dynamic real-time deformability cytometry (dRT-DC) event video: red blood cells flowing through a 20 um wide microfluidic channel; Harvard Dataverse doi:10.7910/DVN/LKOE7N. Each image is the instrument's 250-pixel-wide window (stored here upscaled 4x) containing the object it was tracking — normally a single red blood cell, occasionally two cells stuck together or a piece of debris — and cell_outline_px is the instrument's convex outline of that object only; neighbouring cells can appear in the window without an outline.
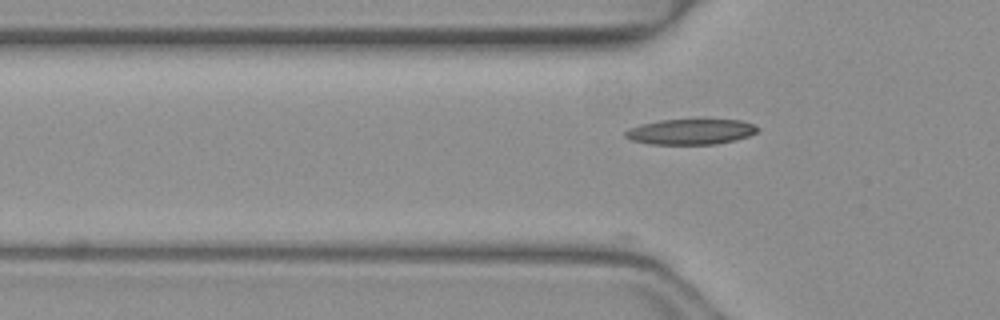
{"species": "common noctule bat (a hibernating species)", "species_latin": "Nyctalus noctula", "temperature_condition": "warm", "stored_images_in_passage": 37, "camera_frame_rate_fps": 3000, "um_per_image_px": 0.085, "animal": {"sex": "female", "body_mass_g": 19.3, "forearm_length_mm": 54.1}, "frame": {"image": 1, "passage_image": 6, "time_ms": 1.667, "image_size_px": [1000, 320], "cell_outline_px": [[760, 128], [756, 132], [748, 136], [736, 140], [716, 144], [648, 144], [632, 140], [624, 136], [624, 132], [628, 128], [640, 124], [660, 120], [740, 120], [752, 124]], "centroid_in_image_um": [58.68, 11.2], "position_along_channel_um": 67.1, "area_um2": 19.59}}
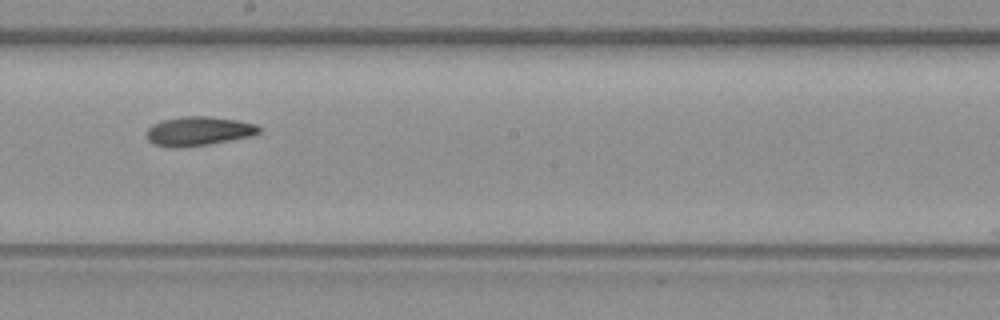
{"frame": {"image": 2, "passage_image": 18, "time_ms": 5.667, "image_size_px": [1000, 320], "cell_outline_px": [[260, 132], [252, 136], [208, 144], [172, 148], [156, 144], [148, 140], [148, 128], [152, 124], [160, 120], [184, 116], [208, 116], [240, 120], [256, 124], [260, 128]], "centroid_in_image_um": [16.9, 11.13], "position_along_channel_um": 231.3, "area_um2": 19.02}}
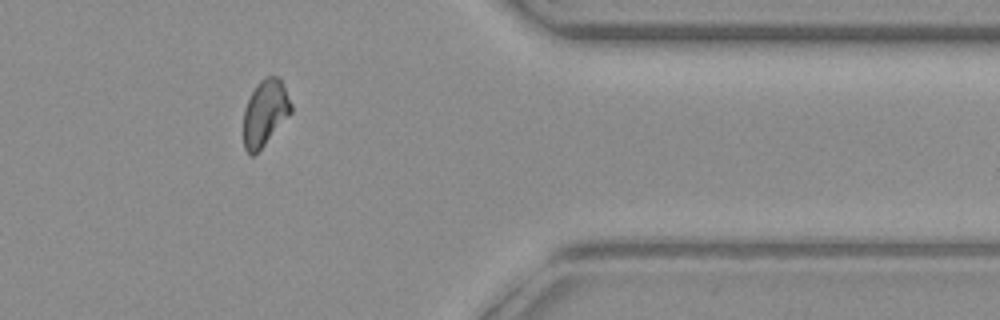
{"frame": {"image": 3, "passage_image": 31, "time_ms": 10.0, "image_size_px": [1000, 320], "cell_outline_px": [[292, 112], [264, 144], [252, 156], [244, 148], [244, 108], [256, 84], [264, 76], [280, 76], [292, 104]], "centroid_in_image_um": [22.54, 9.53], "position_along_channel_um": 388.9, "area_um2": 18.15}}